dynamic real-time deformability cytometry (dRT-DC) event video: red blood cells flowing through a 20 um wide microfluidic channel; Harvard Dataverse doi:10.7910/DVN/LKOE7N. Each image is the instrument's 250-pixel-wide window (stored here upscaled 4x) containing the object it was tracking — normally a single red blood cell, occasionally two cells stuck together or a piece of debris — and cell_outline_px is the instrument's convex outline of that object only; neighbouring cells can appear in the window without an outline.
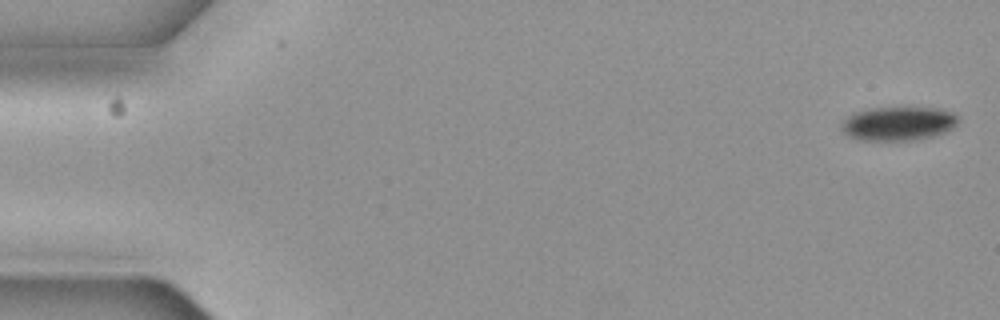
{"species": "common noctule bat (a hibernating species)", "species_latin": "Nyctalus noctula", "temperature_condition": "cold", "stored_images_in_passage": 6, "camera_frame_rate_fps": 3000, "um_per_image_px": 0.085, "animal": {"sex": "female", "body_mass_g": 19.3, "forearm_length_mm": 54.1}, "frame": {"image": 1, "passage_image": 1, "time_ms": 0.0, "image_size_px": [1000, 320], "cell_outline_px": [[960, 120], [952, 128], [944, 132], [932, 136], [916, 140], [860, 140], [848, 136], [840, 128], [840, 124], [848, 116], [856, 112], [872, 108], [936, 108], [952, 112]], "centroid_in_image_um": [76.34, 10.51], "position_along_channel_um": 8.7, "area_um2": 22.89}}
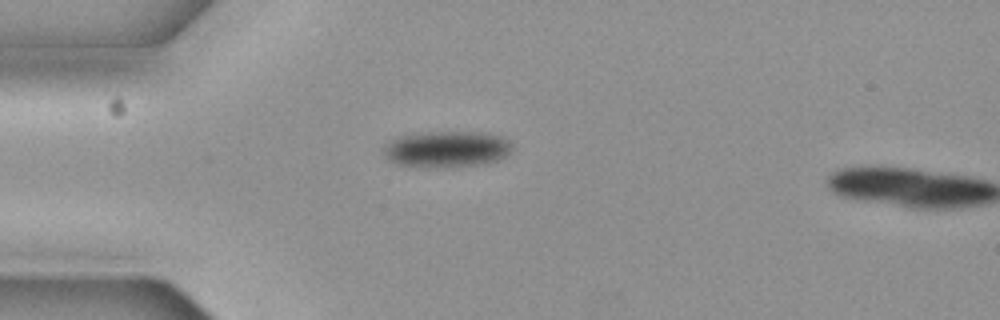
{"frame": {"image": 2, "passage_image": 5, "time_ms": 1.333, "image_size_px": [1000, 320], "cell_outline_px": [[512, 148], [500, 160], [484, 164], [456, 168], [424, 168], [400, 164], [384, 156], [384, 148], [392, 140], [400, 136], [428, 132], [480, 132], [500, 136], [508, 140], [512, 144]], "centroid_in_image_um": [38.01, 12.7], "position_along_channel_um": 47.0, "area_um2": 27.34}}